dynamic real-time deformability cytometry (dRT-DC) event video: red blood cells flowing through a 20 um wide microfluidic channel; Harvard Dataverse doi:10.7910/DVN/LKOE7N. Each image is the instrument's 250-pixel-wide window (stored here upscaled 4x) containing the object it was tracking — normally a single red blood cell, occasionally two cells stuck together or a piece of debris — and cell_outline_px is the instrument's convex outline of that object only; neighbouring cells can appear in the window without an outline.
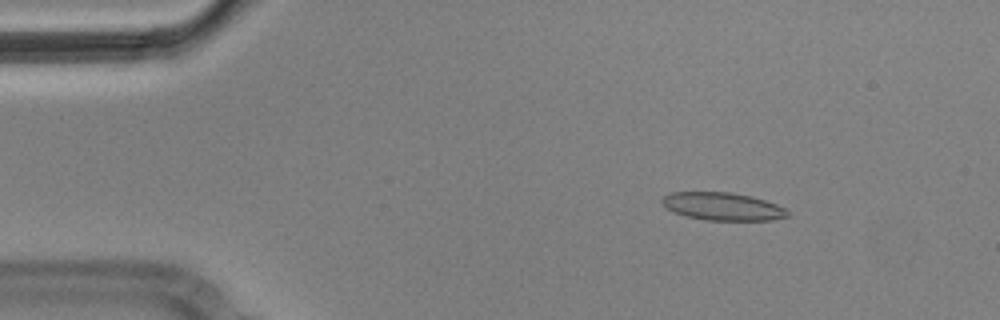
{"species": "Egyptian fruit bat (a non-hibernating species)", "species_latin": "Rousettus aegyptiacus", "temperature_condition": "cold", "stored_images_in_passage": 6, "segment_of_instrument_passage": [1, 2], "camera_frame_rate_fps": 3000, "um_per_image_px": 0.085, "animal": {"sex": "male"}, "frame": {"image": 1, "passage_image": 3, "time_ms": 0.667, "image_size_px": [1000, 320], "cell_outline_px": [[788, 216], [772, 220], [704, 220], [684, 216], [668, 208], [660, 200], [664, 196], [672, 192], [732, 192], [752, 196], [776, 204], [784, 208], [788, 212]], "centroid_in_image_um": [61.43, 17.54], "position_along_channel_um": 23.6, "area_um2": 20.23}}